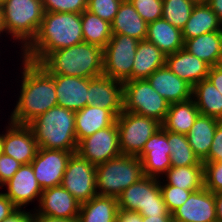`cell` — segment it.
Returning a JSON list of instances; mask_svg holds the SVG:
<instances>
[{
  "label": "cell",
  "mask_w": 222,
  "mask_h": 222,
  "mask_svg": "<svg viewBox=\"0 0 222 222\" xmlns=\"http://www.w3.org/2000/svg\"><path fill=\"white\" fill-rule=\"evenodd\" d=\"M3 32H5L4 23H3V10H2V6H0V36H1V33Z\"/></svg>",
  "instance_id": "f5cc1de1"
},
{
  "label": "cell",
  "mask_w": 222,
  "mask_h": 222,
  "mask_svg": "<svg viewBox=\"0 0 222 222\" xmlns=\"http://www.w3.org/2000/svg\"><path fill=\"white\" fill-rule=\"evenodd\" d=\"M169 103L147 79L123 82V110L164 122Z\"/></svg>",
  "instance_id": "ba28073f"
},
{
  "label": "cell",
  "mask_w": 222,
  "mask_h": 222,
  "mask_svg": "<svg viewBox=\"0 0 222 222\" xmlns=\"http://www.w3.org/2000/svg\"><path fill=\"white\" fill-rule=\"evenodd\" d=\"M146 40L155 44L166 55L184 47L182 31L163 18L148 24Z\"/></svg>",
  "instance_id": "484cf974"
},
{
  "label": "cell",
  "mask_w": 222,
  "mask_h": 222,
  "mask_svg": "<svg viewBox=\"0 0 222 222\" xmlns=\"http://www.w3.org/2000/svg\"><path fill=\"white\" fill-rule=\"evenodd\" d=\"M55 82L57 105L78 111L87 105L89 79L75 76L51 74Z\"/></svg>",
  "instance_id": "ffe728a7"
},
{
  "label": "cell",
  "mask_w": 222,
  "mask_h": 222,
  "mask_svg": "<svg viewBox=\"0 0 222 222\" xmlns=\"http://www.w3.org/2000/svg\"><path fill=\"white\" fill-rule=\"evenodd\" d=\"M222 161V120L218 122L208 157L203 162Z\"/></svg>",
  "instance_id": "7bdbcfd3"
},
{
  "label": "cell",
  "mask_w": 222,
  "mask_h": 222,
  "mask_svg": "<svg viewBox=\"0 0 222 222\" xmlns=\"http://www.w3.org/2000/svg\"><path fill=\"white\" fill-rule=\"evenodd\" d=\"M76 153L95 166L122 155L116 121L111 126L82 139L78 143Z\"/></svg>",
  "instance_id": "7c38bea8"
},
{
  "label": "cell",
  "mask_w": 222,
  "mask_h": 222,
  "mask_svg": "<svg viewBox=\"0 0 222 222\" xmlns=\"http://www.w3.org/2000/svg\"><path fill=\"white\" fill-rule=\"evenodd\" d=\"M143 222H173L172 216H143Z\"/></svg>",
  "instance_id": "816d5d0a"
},
{
  "label": "cell",
  "mask_w": 222,
  "mask_h": 222,
  "mask_svg": "<svg viewBox=\"0 0 222 222\" xmlns=\"http://www.w3.org/2000/svg\"><path fill=\"white\" fill-rule=\"evenodd\" d=\"M61 186L79 202L89 201L98 195L96 189V166L78 153L70 157Z\"/></svg>",
  "instance_id": "8fae6325"
},
{
  "label": "cell",
  "mask_w": 222,
  "mask_h": 222,
  "mask_svg": "<svg viewBox=\"0 0 222 222\" xmlns=\"http://www.w3.org/2000/svg\"><path fill=\"white\" fill-rule=\"evenodd\" d=\"M18 208L11 202V200L0 192V222L9 217Z\"/></svg>",
  "instance_id": "ee69618b"
},
{
  "label": "cell",
  "mask_w": 222,
  "mask_h": 222,
  "mask_svg": "<svg viewBox=\"0 0 222 222\" xmlns=\"http://www.w3.org/2000/svg\"><path fill=\"white\" fill-rule=\"evenodd\" d=\"M195 4L194 0H163L162 18L182 31Z\"/></svg>",
  "instance_id": "d590c367"
},
{
  "label": "cell",
  "mask_w": 222,
  "mask_h": 222,
  "mask_svg": "<svg viewBox=\"0 0 222 222\" xmlns=\"http://www.w3.org/2000/svg\"><path fill=\"white\" fill-rule=\"evenodd\" d=\"M163 200L169 213L179 208L189 198L193 191L181 189L172 185H168L159 179Z\"/></svg>",
  "instance_id": "8d00e7d4"
},
{
  "label": "cell",
  "mask_w": 222,
  "mask_h": 222,
  "mask_svg": "<svg viewBox=\"0 0 222 222\" xmlns=\"http://www.w3.org/2000/svg\"><path fill=\"white\" fill-rule=\"evenodd\" d=\"M192 99L200 114L222 120V95L207 78L192 87Z\"/></svg>",
  "instance_id": "1f68e13d"
},
{
  "label": "cell",
  "mask_w": 222,
  "mask_h": 222,
  "mask_svg": "<svg viewBox=\"0 0 222 222\" xmlns=\"http://www.w3.org/2000/svg\"><path fill=\"white\" fill-rule=\"evenodd\" d=\"M165 65L180 79L185 80L192 87L207 78L210 65L198 59L184 47L175 53L166 55Z\"/></svg>",
  "instance_id": "7402d4cb"
},
{
  "label": "cell",
  "mask_w": 222,
  "mask_h": 222,
  "mask_svg": "<svg viewBox=\"0 0 222 222\" xmlns=\"http://www.w3.org/2000/svg\"><path fill=\"white\" fill-rule=\"evenodd\" d=\"M196 3L207 2L208 0H194Z\"/></svg>",
  "instance_id": "11a10c76"
},
{
  "label": "cell",
  "mask_w": 222,
  "mask_h": 222,
  "mask_svg": "<svg viewBox=\"0 0 222 222\" xmlns=\"http://www.w3.org/2000/svg\"><path fill=\"white\" fill-rule=\"evenodd\" d=\"M139 40L112 34L103 49V75L121 82L132 80V68Z\"/></svg>",
  "instance_id": "30bf717a"
},
{
  "label": "cell",
  "mask_w": 222,
  "mask_h": 222,
  "mask_svg": "<svg viewBox=\"0 0 222 222\" xmlns=\"http://www.w3.org/2000/svg\"><path fill=\"white\" fill-rule=\"evenodd\" d=\"M5 1H6V0H0V6H2Z\"/></svg>",
  "instance_id": "9f6ffc18"
},
{
  "label": "cell",
  "mask_w": 222,
  "mask_h": 222,
  "mask_svg": "<svg viewBox=\"0 0 222 222\" xmlns=\"http://www.w3.org/2000/svg\"><path fill=\"white\" fill-rule=\"evenodd\" d=\"M22 69L20 95L9 118V121L16 124H28L57 106L53 76L40 64L24 58Z\"/></svg>",
  "instance_id": "6da1fadb"
},
{
  "label": "cell",
  "mask_w": 222,
  "mask_h": 222,
  "mask_svg": "<svg viewBox=\"0 0 222 222\" xmlns=\"http://www.w3.org/2000/svg\"><path fill=\"white\" fill-rule=\"evenodd\" d=\"M219 121L217 118L199 114L193 126L186 134L189 145L201 162L208 157Z\"/></svg>",
  "instance_id": "83f0119b"
},
{
  "label": "cell",
  "mask_w": 222,
  "mask_h": 222,
  "mask_svg": "<svg viewBox=\"0 0 222 222\" xmlns=\"http://www.w3.org/2000/svg\"><path fill=\"white\" fill-rule=\"evenodd\" d=\"M148 23L141 18L129 0H123L111 23L112 34H122L146 40Z\"/></svg>",
  "instance_id": "cb8c5ba5"
},
{
  "label": "cell",
  "mask_w": 222,
  "mask_h": 222,
  "mask_svg": "<svg viewBox=\"0 0 222 222\" xmlns=\"http://www.w3.org/2000/svg\"><path fill=\"white\" fill-rule=\"evenodd\" d=\"M148 24L162 18L163 0H129Z\"/></svg>",
  "instance_id": "ab89813d"
},
{
  "label": "cell",
  "mask_w": 222,
  "mask_h": 222,
  "mask_svg": "<svg viewBox=\"0 0 222 222\" xmlns=\"http://www.w3.org/2000/svg\"><path fill=\"white\" fill-rule=\"evenodd\" d=\"M82 42L81 13L44 12L38 33L21 58L40 64L51 52Z\"/></svg>",
  "instance_id": "7a4b0ae2"
},
{
  "label": "cell",
  "mask_w": 222,
  "mask_h": 222,
  "mask_svg": "<svg viewBox=\"0 0 222 222\" xmlns=\"http://www.w3.org/2000/svg\"><path fill=\"white\" fill-rule=\"evenodd\" d=\"M40 65L50 74L96 78L103 75V49L82 42L51 52Z\"/></svg>",
  "instance_id": "3957f363"
},
{
  "label": "cell",
  "mask_w": 222,
  "mask_h": 222,
  "mask_svg": "<svg viewBox=\"0 0 222 222\" xmlns=\"http://www.w3.org/2000/svg\"><path fill=\"white\" fill-rule=\"evenodd\" d=\"M44 12L82 13L88 0H41Z\"/></svg>",
  "instance_id": "74e56055"
},
{
  "label": "cell",
  "mask_w": 222,
  "mask_h": 222,
  "mask_svg": "<svg viewBox=\"0 0 222 222\" xmlns=\"http://www.w3.org/2000/svg\"><path fill=\"white\" fill-rule=\"evenodd\" d=\"M75 152L38 148L31 165L42 190L61 185L68 161Z\"/></svg>",
  "instance_id": "4fadbf2b"
},
{
  "label": "cell",
  "mask_w": 222,
  "mask_h": 222,
  "mask_svg": "<svg viewBox=\"0 0 222 222\" xmlns=\"http://www.w3.org/2000/svg\"><path fill=\"white\" fill-rule=\"evenodd\" d=\"M4 186L7 187V192L4 194L18 209L25 208L35 199L39 203L43 191L37 182L31 163L22 165Z\"/></svg>",
  "instance_id": "d6986e66"
},
{
  "label": "cell",
  "mask_w": 222,
  "mask_h": 222,
  "mask_svg": "<svg viewBox=\"0 0 222 222\" xmlns=\"http://www.w3.org/2000/svg\"><path fill=\"white\" fill-rule=\"evenodd\" d=\"M166 54L155 44L140 40L133 62L132 80L147 79L154 71L165 66Z\"/></svg>",
  "instance_id": "d4e9b609"
},
{
  "label": "cell",
  "mask_w": 222,
  "mask_h": 222,
  "mask_svg": "<svg viewBox=\"0 0 222 222\" xmlns=\"http://www.w3.org/2000/svg\"><path fill=\"white\" fill-rule=\"evenodd\" d=\"M123 0H88L87 10L112 23Z\"/></svg>",
  "instance_id": "f35d334b"
},
{
  "label": "cell",
  "mask_w": 222,
  "mask_h": 222,
  "mask_svg": "<svg viewBox=\"0 0 222 222\" xmlns=\"http://www.w3.org/2000/svg\"><path fill=\"white\" fill-rule=\"evenodd\" d=\"M31 211L32 210H29V212H27L23 209H17L2 222H33V213Z\"/></svg>",
  "instance_id": "bcb514c9"
},
{
  "label": "cell",
  "mask_w": 222,
  "mask_h": 222,
  "mask_svg": "<svg viewBox=\"0 0 222 222\" xmlns=\"http://www.w3.org/2000/svg\"><path fill=\"white\" fill-rule=\"evenodd\" d=\"M2 147H3V134H0V155L2 154Z\"/></svg>",
  "instance_id": "db71d44e"
},
{
  "label": "cell",
  "mask_w": 222,
  "mask_h": 222,
  "mask_svg": "<svg viewBox=\"0 0 222 222\" xmlns=\"http://www.w3.org/2000/svg\"><path fill=\"white\" fill-rule=\"evenodd\" d=\"M118 209L117 198L96 195L81 204L78 222H116Z\"/></svg>",
  "instance_id": "4dcf8cb0"
},
{
  "label": "cell",
  "mask_w": 222,
  "mask_h": 222,
  "mask_svg": "<svg viewBox=\"0 0 222 222\" xmlns=\"http://www.w3.org/2000/svg\"><path fill=\"white\" fill-rule=\"evenodd\" d=\"M147 80L169 104L192 98V86L175 75L166 65L154 71Z\"/></svg>",
  "instance_id": "44dd1931"
},
{
  "label": "cell",
  "mask_w": 222,
  "mask_h": 222,
  "mask_svg": "<svg viewBox=\"0 0 222 222\" xmlns=\"http://www.w3.org/2000/svg\"><path fill=\"white\" fill-rule=\"evenodd\" d=\"M6 34L21 42L23 51L36 37L43 19L41 0H6L2 5Z\"/></svg>",
  "instance_id": "5b68a950"
},
{
  "label": "cell",
  "mask_w": 222,
  "mask_h": 222,
  "mask_svg": "<svg viewBox=\"0 0 222 222\" xmlns=\"http://www.w3.org/2000/svg\"><path fill=\"white\" fill-rule=\"evenodd\" d=\"M171 167L203 165L189 145L187 135L168 131Z\"/></svg>",
  "instance_id": "e575fe53"
},
{
  "label": "cell",
  "mask_w": 222,
  "mask_h": 222,
  "mask_svg": "<svg viewBox=\"0 0 222 222\" xmlns=\"http://www.w3.org/2000/svg\"><path fill=\"white\" fill-rule=\"evenodd\" d=\"M21 166L22 164L14 158L3 153L0 155V188L13 177Z\"/></svg>",
  "instance_id": "b9f144b4"
},
{
  "label": "cell",
  "mask_w": 222,
  "mask_h": 222,
  "mask_svg": "<svg viewBox=\"0 0 222 222\" xmlns=\"http://www.w3.org/2000/svg\"><path fill=\"white\" fill-rule=\"evenodd\" d=\"M38 208H34L37 214L55 218L74 219L78 218L81 203L61 185L54 186L42 191Z\"/></svg>",
  "instance_id": "ac0fdd59"
},
{
  "label": "cell",
  "mask_w": 222,
  "mask_h": 222,
  "mask_svg": "<svg viewBox=\"0 0 222 222\" xmlns=\"http://www.w3.org/2000/svg\"><path fill=\"white\" fill-rule=\"evenodd\" d=\"M32 212H33V222H78V218L62 219V218H55L47 215L37 214L35 211Z\"/></svg>",
  "instance_id": "c3c4849f"
},
{
  "label": "cell",
  "mask_w": 222,
  "mask_h": 222,
  "mask_svg": "<svg viewBox=\"0 0 222 222\" xmlns=\"http://www.w3.org/2000/svg\"><path fill=\"white\" fill-rule=\"evenodd\" d=\"M81 22L84 42L104 49L112 37L111 23L87 9L81 13Z\"/></svg>",
  "instance_id": "836d02e7"
},
{
  "label": "cell",
  "mask_w": 222,
  "mask_h": 222,
  "mask_svg": "<svg viewBox=\"0 0 222 222\" xmlns=\"http://www.w3.org/2000/svg\"><path fill=\"white\" fill-rule=\"evenodd\" d=\"M171 215L174 222H217L214 193L205 187L192 192Z\"/></svg>",
  "instance_id": "2e32d148"
},
{
  "label": "cell",
  "mask_w": 222,
  "mask_h": 222,
  "mask_svg": "<svg viewBox=\"0 0 222 222\" xmlns=\"http://www.w3.org/2000/svg\"><path fill=\"white\" fill-rule=\"evenodd\" d=\"M116 222H143L139 212L118 209Z\"/></svg>",
  "instance_id": "7dc6e473"
},
{
  "label": "cell",
  "mask_w": 222,
  "mask_h": 222,
  "mask_svg": "<svg viewBox=\"0 0 222 222\" xmlns=\"http://www.w3.org/2000/svg\"><path fill=\"white\" fill-rule=\"evenodd\" d=\"M207 79L217 88L222 95V66H211Z\"/></svg>",
  "instance_id": "f6af8a7d"
},
{
  "label": "cell",
  "mask_w": 222,
  "mask_h": 222,
  "mask_svg": "<svg viewBox=\"0 0 222 222\" xmlns=\"http://www.w3.org/2000/svg\"><path fill=\"white\" fill-rule=\"evenodd\" d=\"M184 48L210 66H218L222 58V30L187 39Z\"/></svg>",
  "instance_id": "f1b7e54d"
},
{
  "label": "cell",
  "mask_w": 222,
  "mask_h": 222,
  "mask_svg": "<svg viewBox=\"0 0 222 222\" xmlns=\"http://www.w3.org/2000/svg\"><path fill=\"white\" fill-rule=\"evenodd\" d=\"M204 187L217 193L222 191V162H203Z\"/></svg>",
  "instance_id": "60d3db41"
},
{
  "label": "cell",
  "mask_w": 222,
  "mask_h": 222,
  "mask_svg": "<svg viewBox=\"0 0 222 222\" xmlns=\"http://www.w3.org/2000/svg\"><path fill=\"white\" fill-rule=\"evenodd\" d=\"M200 114L194 100L169 104L162 127L172 133L187 134Z\"/></svg>",
  "instance_id": "f546056e"
},
{
  "label": "cell",
  "mask_w": 222,
  "mask_h": 222,
  "mask_svg": "<svg viewBox=\"0 0 222 222\" xmlns=\"http://www.w3.org/2000/svg\"><path fill=\"white\" fill-rule=\"evenodd\" d=\"M121 210L139 212L142 216H172L163 200L159 179L143 176L117 198Z\"/></svg>",
  "instance_id": "52a82bcc"
},
{
  "label": "cell",
  "mask_w": 222,
  "mask_h": 222,
  "mask_svg": "<svg viewBox=\"0 0 222 222\" xmlns=\"http://www.w3.org/2000/svg\"><path fill=\"white\" fill-rule=\"evenodd\" d=\"M169 148L168 131L161 126L137 155L141 160L145 176L163 179V174L171 167Z\"/></svg>",
  "instance_id": "5bb4252c"
},
{
  "label": "cell",
  "mask_w": 222,
  "mask_h": 222,
  "mask_svg": "<svg viewBox=\"0 0 222 222\" xmlns=\"http://www.w3.org/2000/svg\"><path fill=\"white\" fill-rule=\"evenodd\" d=\"M144 176L137 156L120 155L96 165V189L100 196L118 198L129 186Z\"/></svg>",
  "instance_id": "8992f818"
},
{
  "label": "cell",
  "mask_w": 222,
  "mask_h": 222,
  "mask_svg": "<svg viewBox=\"0 0 222 222\" xmlns=\"http://www.w3.org/2000/svg\"><path fill=\"white\" fill-rule=\"evenodd\" d=\"M222 30V23L206 2L196 3L182 29L184 42L202 34Z\"/></svg>",
  "instance_id": "4316f807"
},
{
  "label": "cell",
  "mask_w": 222,
  "mask_h": 222,
  "mask_svg": "<svg viewBox=\"0 0 222 222\" xmlns=\"http://www.w3.org/2000/svg\"><path fill=\"white\" fill-rule=\"evenodd\" d=\"M206 3L216 13L217 17L222 23V0H208Z\"/></svg>",
  "instance_id": "f907efd6"
},
{
  "label": "cell",
  "mask_w": 222,
  "mask_h": 222,
  "mask_svg": "<svg viewBox=\"0 0 222 222\" xmlns=\"http://www.w3.org/2000/svg\"><path fill=\"white\" fill-rule=\"evenodd\" d=\"M116 117L107 109L99 106L86 105L75 111V131L77 143L93 135L98 130L111 126Z\"/></svg>",
  "instance_id": "603a6c76"
},
{
  "label": "cell",
  "mask_w": 222,
  "mask_h": 222,
  "mask_svg": "<svg viewBox=\"0 0 222 222\" xmlns=\"http://www.w3.org/2000/svg\"><path fill=\"white\" fill-rule=\"evenodd\" d=\"M3 134L2 153L14 158L22 165L30 164L38 151V144L27 124L8 122Z\"/></svg>",
  "instance_id": "9a60e30c"
},
{
  "label": "cell",
  "mask_w": 222,
  "mask_h": 222,
  "mask_svg": "<svg viewBox=\"0 0 222 222\" xmlns=\"http://www.w3.org/2000/svg\"><path fill=\"white\" fill-rule=\"evenodd\" d=\"M119 148L122 155L137 156L149 138L161 128V123L151 117L122 111L116 118Z\"/></svg>",
  "instance_id": "9c48e42d"
},
{
  "label": "cell",
  "mask_w": 222,
  "mask_h": 222,
  "mask_svg": "<svg viewBox=\"0 0 222 222\" xmlns=\"http://www.w3.org/2000/svg\"><path fill=\"white\" fill-rule=\"evenodd\" d=\"M166 184L190 191L204 188L203 165L170 167L164 174Z\"/></svg>",
  "instance_id": "d6a6232c"
},
{
  "label": "cell",
  "mask_w": 222,
  "mask_h": 222,
  "mask_svg": "<svg viewBox=\"0 0 222 222\" xmlns=\"http://www.w3.org/2000/svg\"><path fill=\"white\" fill-rule=\"evenodd\" d=\"M87 105L107 109L117 118L123 111V82L104 75L89 78Z\"/></svg>",
  "instance_id": "e0dca14e"
},
{
  "label": "cell",
  "mask_w": 222,
  "mask_h": 222,
  "mask_svg": "<svg viewBox=\"0 0 222 222\" xmlns=\"http://www.w3.org/2000/svg\"><path fill=\"white\" fill-rule=\"evenodd\" d=\"M39 148L76 152L75 111L54 106L27 124Z\"/></svg>",
  "instance_id": "277c9868"
},
{
  "label": "cell",
  "mask_w": 222,
  "mask_h": 222,
  "mask_svg": "<svg viewBox=\"0 0 222 222\" xmlns=\"http://www.w3.org/2000/svg\"><path fill=\"white\" fill-rule=\"evenodd\" d=\"M217 222H222V191L214 193Z\"/></svg>",
  "instance_id": "681fc988"
}]
</instances>
